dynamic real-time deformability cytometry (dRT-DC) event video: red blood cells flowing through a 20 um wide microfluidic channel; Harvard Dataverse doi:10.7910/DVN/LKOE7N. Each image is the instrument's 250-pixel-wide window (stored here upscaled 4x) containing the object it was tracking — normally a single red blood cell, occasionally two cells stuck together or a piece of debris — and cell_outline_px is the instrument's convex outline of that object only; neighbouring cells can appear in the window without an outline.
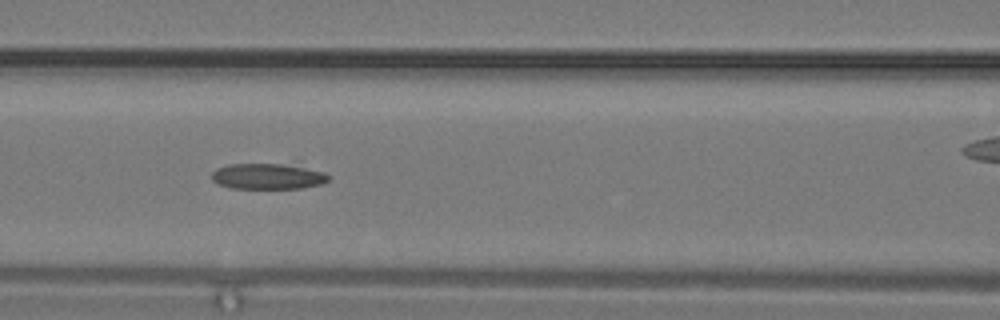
{"species": "common noctule bat (a hibernating species)", "species_latin": "Nyctalus noctula", "temperature_condition": "warm", "stored_images_in_passage": 15, "camera_frame_rate_fps": 3000, "um_per_image_px": 0.085, "animal": {"sex": "male", "body_mass_g": 19.2, "forearm_length_mm": 51.8}, "frame": {"image": 1, "passage_image": 11, "time_ms": 3.333, "image_size_px": [1000, 320], "cell_outline_px": [[332, 176], [328, 180], [320, 184], [300, 188], [232, 188], [216, 184], [212, 180], [212, 172], [216, 168], [228, 164], [280, 164], [304, 168], [324, 172]], "centroid_in_image_um": [22.71, 14.99], "position_along_channel_um": 143.9, "area_um2": 17.34}}
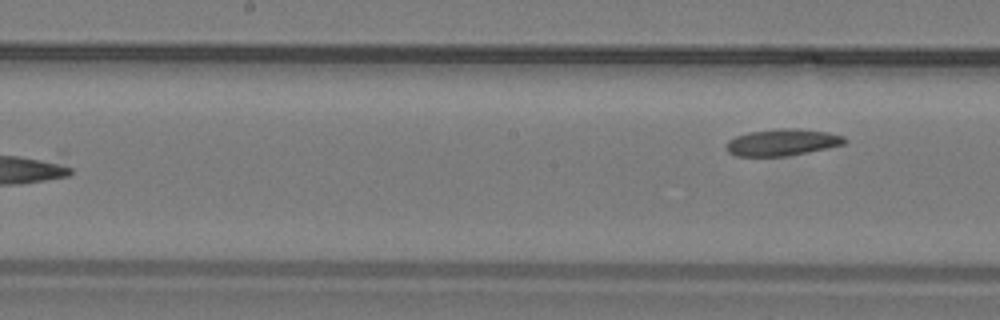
{"frame": {"image": 2, "passage_image": 15, "time_ms": 4.667, "image_size_px": [1000, 320], "cell_outline_px": [[848, 140], [844, 144], [828, 148], [808, 152], [784, 156], [736, 156], [728, 152], [728, 140], [736, 136], [748, 132], [776, 128], [800, 128], [828, 132], [844, 136]], "centroid_in_image_um": [66.53, 12.08], "position_along_channel_um": 181.7, "area_um2": 18.5}}